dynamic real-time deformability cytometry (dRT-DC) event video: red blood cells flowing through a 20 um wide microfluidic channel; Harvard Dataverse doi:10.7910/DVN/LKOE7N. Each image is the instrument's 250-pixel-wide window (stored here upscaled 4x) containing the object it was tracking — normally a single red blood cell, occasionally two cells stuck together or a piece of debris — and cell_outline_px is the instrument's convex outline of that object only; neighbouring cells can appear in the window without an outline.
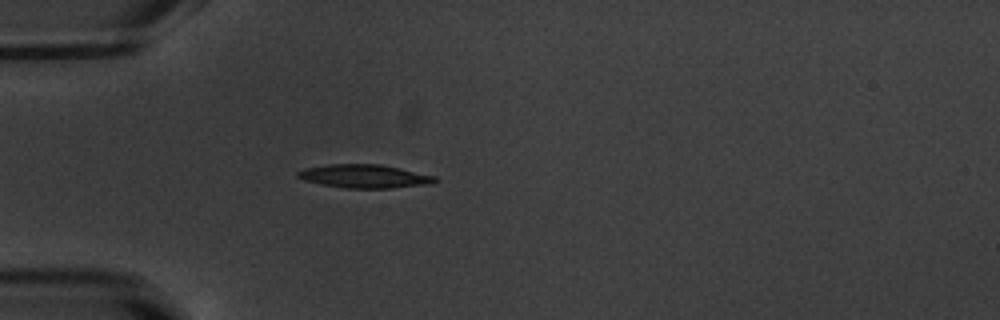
{"species": "common noctule bat (a hibernating species)", "species_latin": "Nyctalus noctula", "temperature_condition": "warm", "stored_images_in_passage": 38, "camera_frame_rate_fps": 3000, "um_per_image_px": 0.085, "animal": {"sex": "male", "body_mass_g": 20.1, "forearm_length_mm": 53.5}, "frame": {"image": 1, "passage_image": 1, "time_ms": 0.0, "image_size_px": [1000, 320], "cell_outline_px": [[440, 180], [432, 184], [392, 188], [348, 188], [320, 184], [304, 180], [296, 176], [296, 172], [304, 168], [328, 164], [380, 164], [436, 176]], "centroid_in_image_um": [30.99, 14.98], "position_along_channel_um": 54.0, "area_um2": 18.84}}
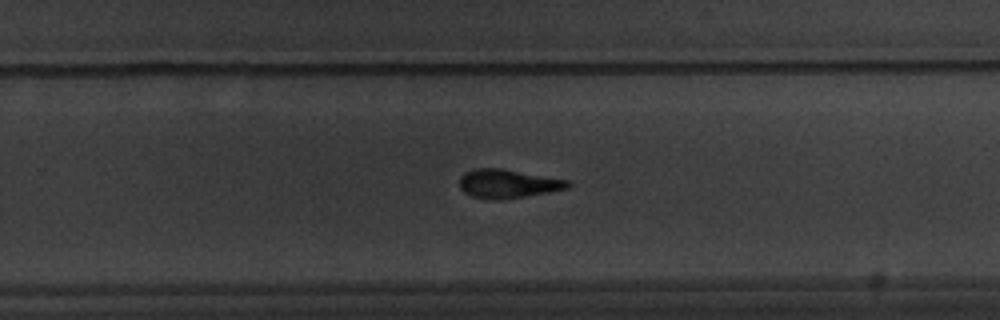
{"frame": {"image": 2, "passage_image": 20, "time_ms": 6.333, "image_size_px": [1000, 320], "cell_outline_px": [[572, 184], [568, 188], [548, 192], [500, 200], [472, 196], [464, 192], [460, 188], [460, 176], [464, 172], [476, 168], [500, 168], [568, 180]], "centroid_in_image_um": [43.15, 15.6], "position_along_channel_um": 286.7, "area_um2": 17.92}}
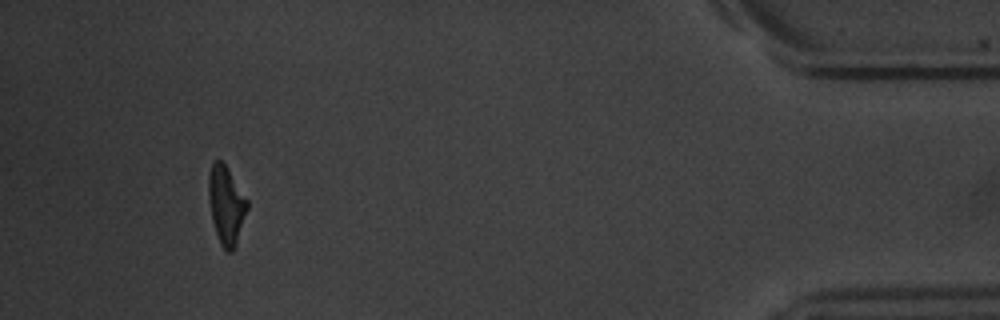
{"frame": {"image": 3, "passage_image": 35, "time_ms": 11.333, "image_size_px": [1000, 320], "cell_outline_px": [[248, 208], [236, 244], [232, 252], [228, 252], [220, 244], [212, 220], [208, 196], [208, 176], [212, 164], [216, 160], [220, 160], [224, 164], [248, 200]], "centroid_in_image_um": [19.22, 17.44], "position_along_channel_um": 416.0, "area_um2": 17.34}, "authors_computed_cell_mechanics": {"area_um2": 18.3515, "velocity_mm_per_s": 3.818, "shape_relaxation_time_tau1_ms": 3.6003, "shape_relaxation_time_tau2_ms": 3.3182, "deformation_change_tau1": 0.194, "deformation_change_tau2": 0.1371}}